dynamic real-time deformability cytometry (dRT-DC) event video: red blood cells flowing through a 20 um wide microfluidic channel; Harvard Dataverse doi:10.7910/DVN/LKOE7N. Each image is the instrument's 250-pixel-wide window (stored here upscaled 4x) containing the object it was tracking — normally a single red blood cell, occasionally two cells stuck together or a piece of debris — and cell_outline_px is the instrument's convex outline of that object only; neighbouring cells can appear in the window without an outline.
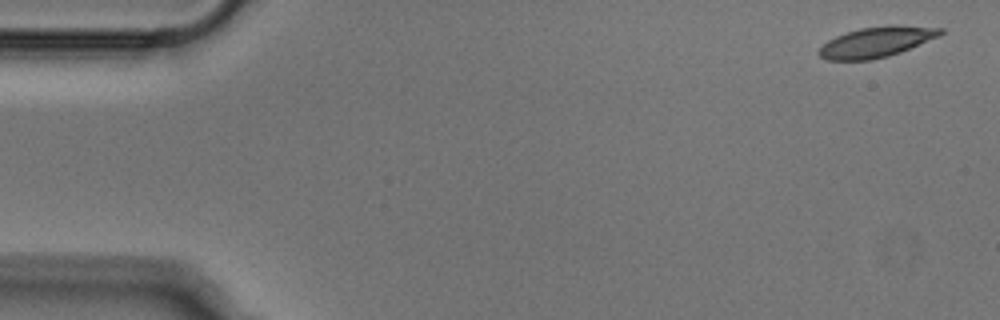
{"species": "Egyptian fruit bat (a non-hibernating species)", "species_latin": "Rousettus aegyptiacus", "temperature_condition": "cold", "stored_images_in_passage": 47, "camera_frame_rate_fps": 3000, "um_per_image_px": 0.085, "animal": {"sex": "male"}, "frame": {"image": 1, "passage_image": 1, "time_ms": 0.0, "image_size_px": [1000, 320], "cell_outline_px": [[944, 32], [940, 36], [900, 52], [888, 56], [872, 60], [828, 60], [820, 56], [816, 52], [828, 40], [836, 36], [860, 28], [892, 24], [944, 28]], "centroid_in_image_um": [74.52, 3.56], "position_along_channel_um": 10.5, "area_um2": 21.56}}
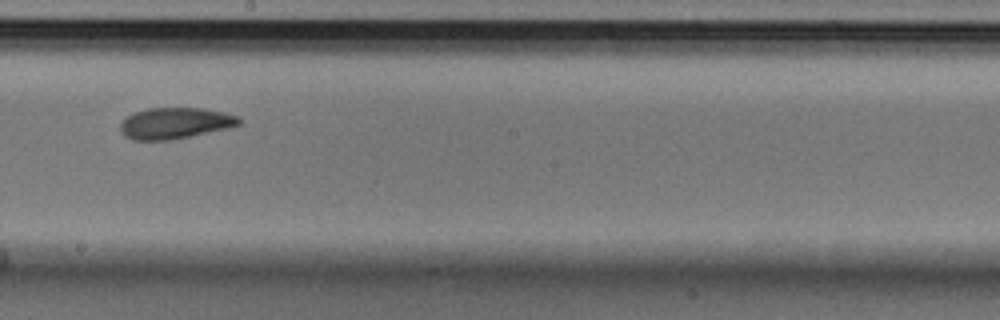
{"frame": {"image": 2, "passage_image": 28, "time_ms": 9.0, "image_size_px": [1000, 320], "cell_outline_px": [[244, 124], [228, 128], [172, 140], [132, 140], [124, 136], [120, 132], [120, 124], [128, 116], [136, 112], [148, 108], [204, 108], [224, 112], [240, 116], [244, 120]], "centroid_in_image_um": [14.94, 10.47], "position_along_channel_um": 233.3, "area_um2": 21.85}}
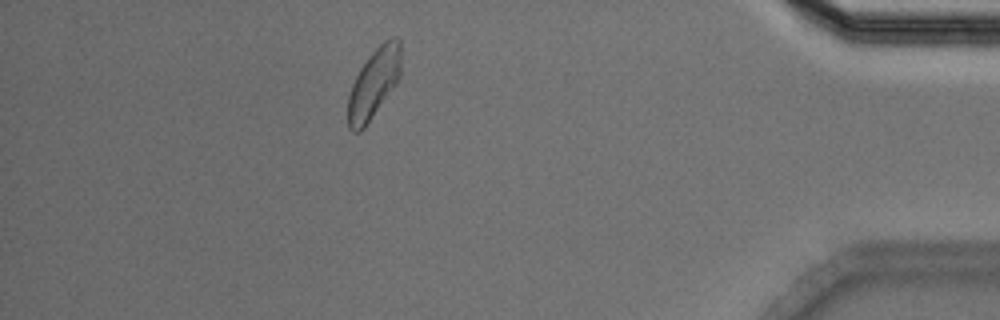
{"frame": {"image": 3, "passage_image": 45, "time_ms": 14.667, "image_size_px": [1000, 320], "cell_outline_px": [[400, 76], [396, 84], [364, 128], [360, 132], [352, 132], [348, 128], [348, 96], [352, 84], [360, 68], [368, 56], [384, 40], [392, 36], [396, 36], [400, 40]], "centroid_in_image_um": [31.77, 7.08], "position_along_channel_um": 403.4, "area_um2": 21.5}}